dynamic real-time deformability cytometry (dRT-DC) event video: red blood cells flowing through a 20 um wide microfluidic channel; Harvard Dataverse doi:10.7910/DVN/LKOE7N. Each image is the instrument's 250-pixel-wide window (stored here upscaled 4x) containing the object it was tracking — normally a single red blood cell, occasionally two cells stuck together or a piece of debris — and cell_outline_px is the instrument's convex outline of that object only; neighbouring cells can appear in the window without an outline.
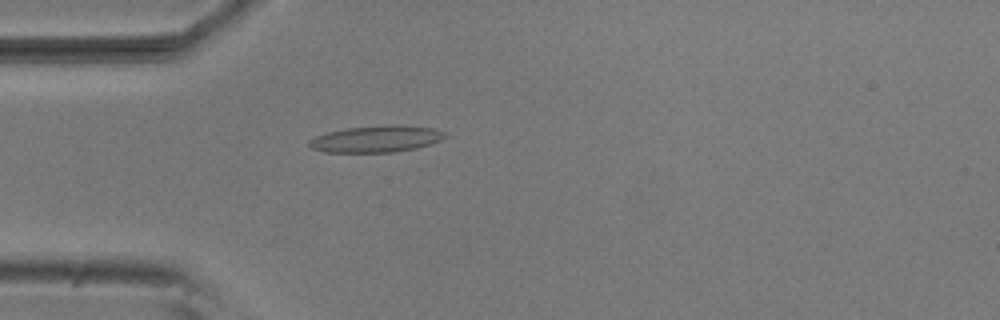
{"species": "common noctule bat (a hibernating species)", "species_latin": "Nyctalus noctula", "temperature_condition": "room temperature", "stored_images_in_passage": 53, "camera_frame_rate_fps": 3000, "um_per_image_px": 0.085, "animal": {"sex": "male", "body_mass_g": 20.5, "forearm_length_mm": 52.5}, "frame": {"image": 1, "passage_image": 15, "time_ms": 4.667, "image_size_px": [1000, 320], "cell_outline_px": [[448, 136], [440, 140], [416, 148], [392, 152], [324, 152], [312, 148], [308, 144], [308, 140], [316, 136], [328, 132], [344, 128], [392, 124], [400, 124], [432, 128], [444, 132]], "centroid_in_image_um": [31.97, 11.8], "position_along_channel_um": 53.0, "area_um2": 21.1}}
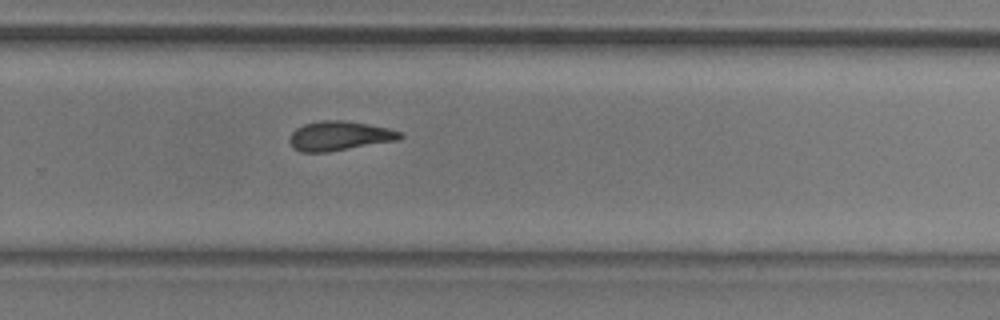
{"frame": {"image": 2, "passage_image": 35, "time_ms": 11.333, "image_size_px": [1000, 320], "cell_outline_px": [[404, 136], [400, 140], [328, 152], [300, 152], [292, 148], [288, 140], [292, 132], [296, 128], [304, 124], [320, 120], [344, 120], [368, 124], [388, 128], [404, 132]], "centroid_in_image_um": [28.86, 11.55], "position_along_channel_um": 300.9, "area_um2": 19.25}}
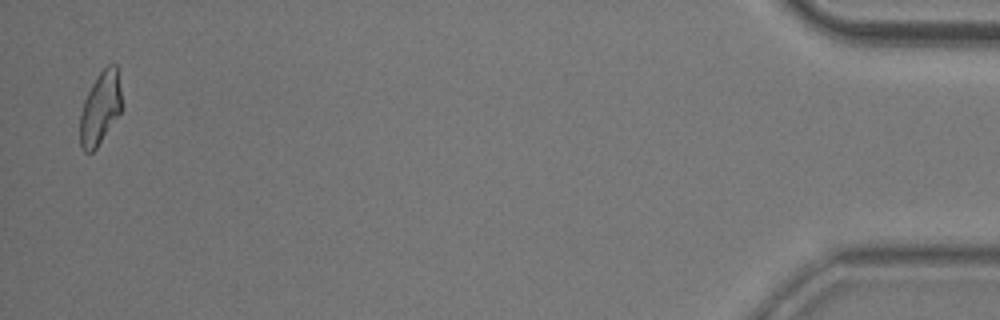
{"frame": {"image": 3, "passage_image": 52, "time_ms": 17.0, "image_size_px": [1000, 320], "cell_outline_px": [[124, 108], [96, 148], [92, 152], [84, 152], [80, 148], [80, 112], [84, 100], [92, 84], [100, 72], [108, 64], [116, 64]], "centroid_in_image_um": [8.54, 9.21], "position_along_channel_um": 426.7, "area_um2": 17.86}, "authors_computed_cell_mechanics": {"area_um2": 19.0162, "velocity_mm_per_s": 3.8138, "shape_relaxation_time_tau1_ms": null, "shape_relaxation_time_tau2_ms": 5.066, "deformation_change_tau1": null, "deformation_change_tau2": 0.1612}}